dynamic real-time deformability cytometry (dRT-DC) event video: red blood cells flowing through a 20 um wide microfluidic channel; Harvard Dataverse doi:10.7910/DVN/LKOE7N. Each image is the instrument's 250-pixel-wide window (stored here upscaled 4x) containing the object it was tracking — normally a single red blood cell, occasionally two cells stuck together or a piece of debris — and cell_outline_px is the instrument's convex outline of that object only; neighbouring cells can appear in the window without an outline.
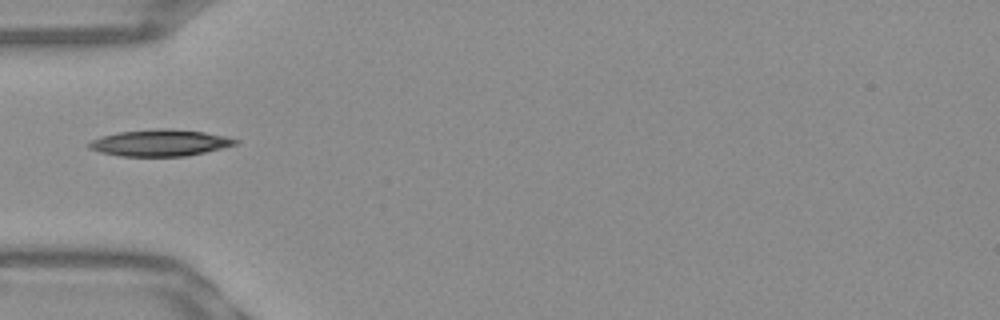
{"species": "Egyptian fruit bat (a non-hibernating species)", "species_latin": "Rousettus aegyptiacus", "temperature_condition": "warm", "stored_images_in_passage": 13, "camera_frame_rate_fps": 3000, "um_per_image_px": 0.085, "frame": {"image": 1, "passage_image": 1, "time_ms": 0.0, "image_size_px": [1000, 320], "cell_outline_px": [[240, 140], [236, 144], [204, 152], [184, 156], [120, 156], [100, 152], [88, 148], [88, 144], [92, 140], [100, 136], [116, 132], [156, 128], [168, 128], [204, 132], [228, 136]], "centroid_in_image_um": [13.58, 12.13], "position_along_channel_um": 71.4, "area_um2": 22.72}}
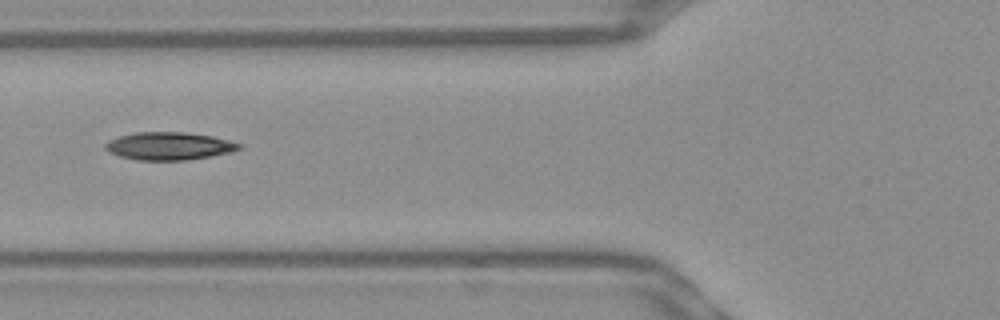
{"frame": {"image": 2, "passage_image": 4, "time_ms": 1.0, "image_size_px": [1000, 320], "cell_outline_px": [[244, 148], [232, 152], [188, 160], [136, 160], [120, 156], [108, 152], [104, 148], [104, 144], [108, 140], [120, 136], [136, 132], [184, 132], [212, 136], [244, 144]], "centroid_in_image_um": [14.39, 12.41], "position_along_channel_um": 111.4, "area_um2": 21.85}}
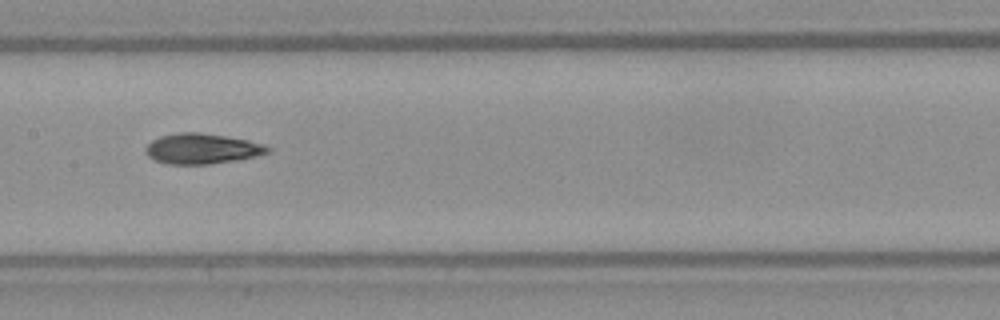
{"frame": {"image": 3, "passage_image": 10, "time_ms": 3.0, "image_size_px": [1000, 320], "cell_outline_px": [[272, 148], [268, 152], [256, 156], [240, 160], [208, 164], [164, 164], [148, 156], [144, 152], [144, 148], [152, 140], [160, 136], [180, 132], [200, 132], [248, 140], [264, 144]], "centroid_in_image_um": [17.16, 12.64], "position_along_channel_um": 190.2, "area_um2": 21.73}}